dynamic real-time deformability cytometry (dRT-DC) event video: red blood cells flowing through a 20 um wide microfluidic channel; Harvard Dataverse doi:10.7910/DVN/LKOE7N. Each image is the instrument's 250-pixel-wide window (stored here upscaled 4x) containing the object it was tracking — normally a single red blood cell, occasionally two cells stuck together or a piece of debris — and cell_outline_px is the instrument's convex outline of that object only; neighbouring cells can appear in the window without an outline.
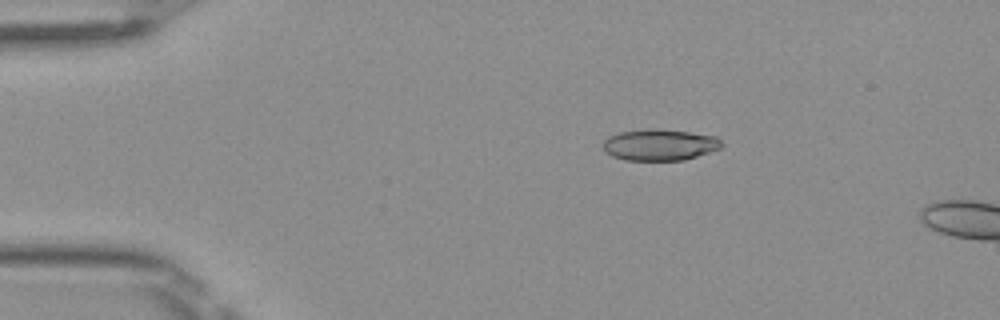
{"species": "Egyptian fruit bat (a non-hibernating species)", "species_latin": "Rousettus aegyptiacus", "temperature_condition": "room temperature", "stored_images_in_passage": 5, "camera_frame_rate_fps": 3000, "um_per_image_px": 0.085, "frame": {"image": 1, "passage_image": 3, "time_ms": 0.667, "image_size_px": [1000, 320], "cell_outline_px": [[724, 144], [720, 148], [684, 160], [624, 160], [612, 156], [604, 152], [604, 140], [608, 136], [620, 132], [652, 128], [656, 128], [688, 132], [716, 136]], "centroid_in_image_um": [56.05, 12.3], "position_along_channel_um": 28.9, "area_um2": 21.62}}